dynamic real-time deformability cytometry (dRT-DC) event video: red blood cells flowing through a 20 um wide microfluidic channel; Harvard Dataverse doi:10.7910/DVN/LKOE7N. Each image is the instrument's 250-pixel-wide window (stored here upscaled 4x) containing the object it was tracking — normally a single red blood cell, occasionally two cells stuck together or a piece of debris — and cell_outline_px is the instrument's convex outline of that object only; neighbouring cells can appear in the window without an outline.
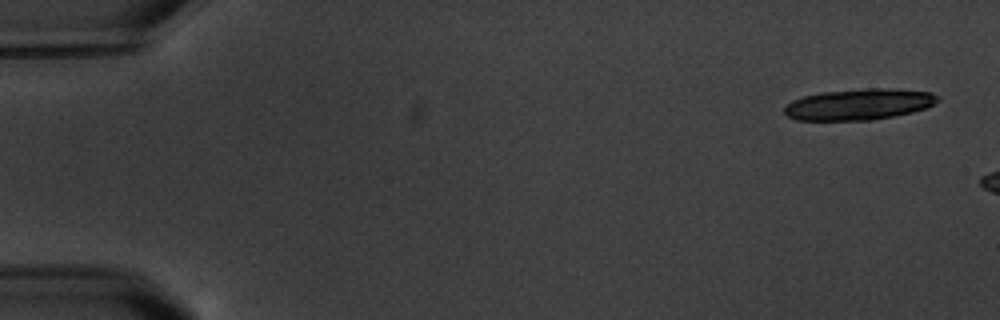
{"species": "common noctule bat (a hibernating species)", "species_latin": "Nyctalus noctula", "temperature_condition": "warm", "stored_images_in_passage": 3, "camera_frame_rate_fps": 3000, "um_per_image_px": 0.085, "animal": {"sex": "male", "body_mass_g": 20.1, "forearm_length_mm": 53.5}, "frame": {"image": 1, "passage_image": 1, "time_ms": 0.0, "image_size_px": [1000, 320], "cell_outline_px": [[940, 100], [924, 108], [912, 112], [872, 120], [796, 120], [788, 116], [784, 112], [784, 108], [792, 100], [804, 96], [820, 92], [868, 88], [884, 88], [932, 92], [940, 96]], "centroid_in_image_um": [73.01, 8.86], "position_along_channel_um": 12.0, "area_um2": 27.69}}